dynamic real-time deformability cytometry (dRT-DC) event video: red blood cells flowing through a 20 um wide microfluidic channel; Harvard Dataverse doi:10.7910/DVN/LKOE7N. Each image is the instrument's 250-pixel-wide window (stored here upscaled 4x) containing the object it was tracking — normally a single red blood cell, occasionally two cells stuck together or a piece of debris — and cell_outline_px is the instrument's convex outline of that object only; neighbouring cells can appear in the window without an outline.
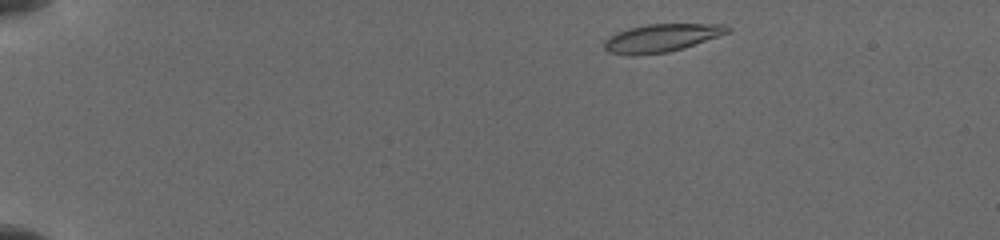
{"species": "common noctule bat (a hibernating species)", "species_latin": "Nyctalus noctula", "temperature_condition": "cold", "stored_images_in_passage": 43, "camera_frame_rate_fps": 3000, "um_per_image_px": 0.085, "animal": {"sex": "female", "body_mass_g": 19.5, "forearm_length_mm": 54.1}, "frame": {"image": 1, "passage_image": 2, "time_ms": 0.333, "image_size_px": [1000, 240], "cell_outline_px": [[732, 32], [684, 48], [668, 52], [632, 56], [608, 52], [604, 48], [604, 40], [628, 28], [648, 24], [724, 24], [732, 28]], "centroid_in_image_um": [56.28, 3.23], "position_along_channel_um": 28.7, "area_um2": 20.17}}
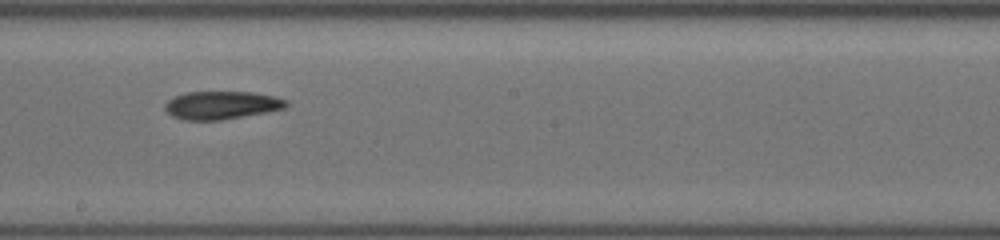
{"frame": {"image": 2, "passage_image": 26, "time_ms": 8.0, "image_size_px": [1000, 240], "cell_outline_px": [[288, 104], [284, 108], [264, 112], [220, 120], [184, 120], [172, 116], [164, 108], [164, 104], [168, 100], [176, 96], [188, 92], [252, 92], [276, 96], [288, 100]], "centroid_in_image_um": [18.83, 8.93], "position_along_channel_um": 229.4, "area_um2": 19.65}}
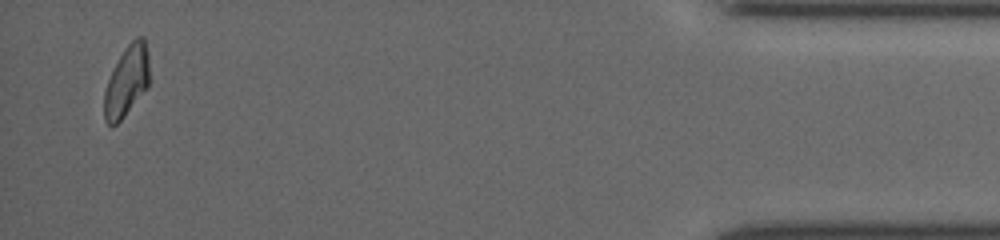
{"frame": {"image": 3, "passage_image": 43, "time_ms": 14.667, "image_size_px": [1000, 240], "cell_outline_px": [[148, 88], [124, 116], [112, 128], [104, 120], [104, 92], [108, 80], [120, 56], [128, 44], [136, 36], [144, 36], [148, 52]], "centroid_in_image_um": [10.77, 6.91], "position_along_channel_um": 424.4, "area_um2": 18.5}}